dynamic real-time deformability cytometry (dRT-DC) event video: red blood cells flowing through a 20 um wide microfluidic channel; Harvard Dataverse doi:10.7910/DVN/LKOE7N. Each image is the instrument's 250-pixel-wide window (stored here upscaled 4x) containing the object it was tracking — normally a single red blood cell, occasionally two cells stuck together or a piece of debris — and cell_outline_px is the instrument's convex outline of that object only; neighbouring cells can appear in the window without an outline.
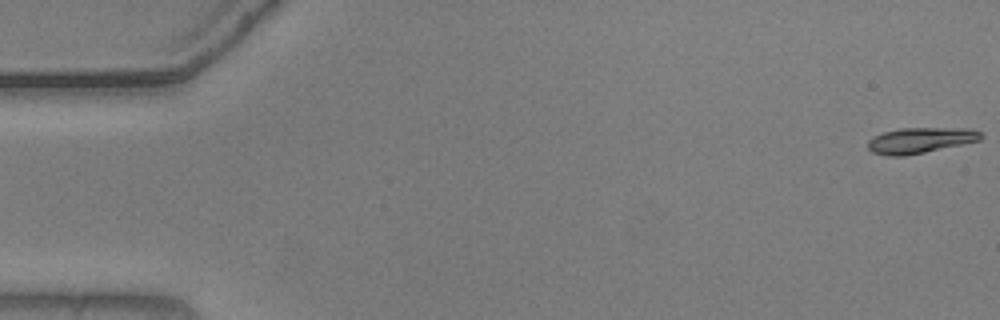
{"species": "common noctule bat (a hibernating species)", "species_latin": "Nyctalus noctula", "temperature_condition": "warm", "stored_images_in_passage": 4, "camera_frame_rate_fps": 3000, "um_per_image_px": 0.085, "animal": {"sex": "male", "body_mass_g": 20.5, "forearm_length_mm": 52.5}, "frame": {"image": 1, "passage_image": 1, "time_ms": 0.0, "image_size_px": [1000, 320], "cell_outline_px": [[984, 136], [980, 140], [924, 152], [904, 156], [888, 156], [872, 152], [868, 148], [868, 140], [884, 132], [900, 128], [972, 128], [980, 132]], "centroid_in_image_um": [78.24, 11.92], "position_along_channel_um": 6.8, "area_um2": 16.76}}